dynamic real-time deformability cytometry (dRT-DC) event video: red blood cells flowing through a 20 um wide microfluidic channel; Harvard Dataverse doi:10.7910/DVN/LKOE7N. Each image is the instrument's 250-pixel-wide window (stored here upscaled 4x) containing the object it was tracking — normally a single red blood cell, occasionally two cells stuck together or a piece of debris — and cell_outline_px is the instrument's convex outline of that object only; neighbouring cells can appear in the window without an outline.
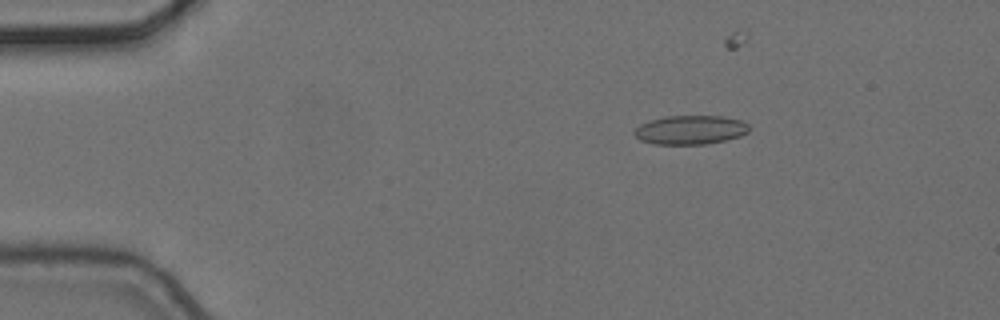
{"species": "common noctule bat (a hibernating species)", "species_latin": "Nyctalus noctula", "temperature_condition": "cold", "stored_images_in_passage": 5, "camera_frame_rate_fps": 3000, "um_per_image_px": 0.085, "animal": {"sex": "female", "body_mass_g": 24.6, "forearm_length_mm": 56.2}, "frame": {"image": 1, "passage_image": 3, "time_ms": 0.667, "image_size_px": [1000, 320], "cell_outline_px": [[748, 132], [740, 136], [728, 140], [704, 144], [652, 144], [640, 140], [632, 132], [640, 124], [648, 120], [664, 116], [724, 116], [740, 120], [748, 124]], "centroid_in_image_um": [58.66, 11.04], "position_along_channel_um": 26.3, "area_um2": 19.54}}
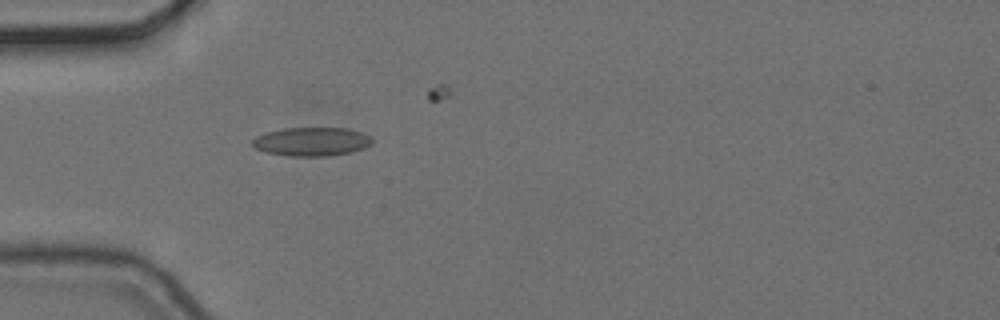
{"frame": {"image": 2, "passage_image": 5, "time_ms": 1.333, "image_size_px": [1000, 320], "cell_outline_px": [[372, 144], [364, 148], [352, 152], [328, 156], [288, 156], [264, 152], [256, 148], [252, 144], [252, 140], [256, 136], [268, 132], [284, 128], [348, 128], [360, 132], [368, 136], [372, 140]], "centroid_in_image_um": [26.48, 12.04], "position_along_channel_um": 58.5, "area_um2": 20.0}}